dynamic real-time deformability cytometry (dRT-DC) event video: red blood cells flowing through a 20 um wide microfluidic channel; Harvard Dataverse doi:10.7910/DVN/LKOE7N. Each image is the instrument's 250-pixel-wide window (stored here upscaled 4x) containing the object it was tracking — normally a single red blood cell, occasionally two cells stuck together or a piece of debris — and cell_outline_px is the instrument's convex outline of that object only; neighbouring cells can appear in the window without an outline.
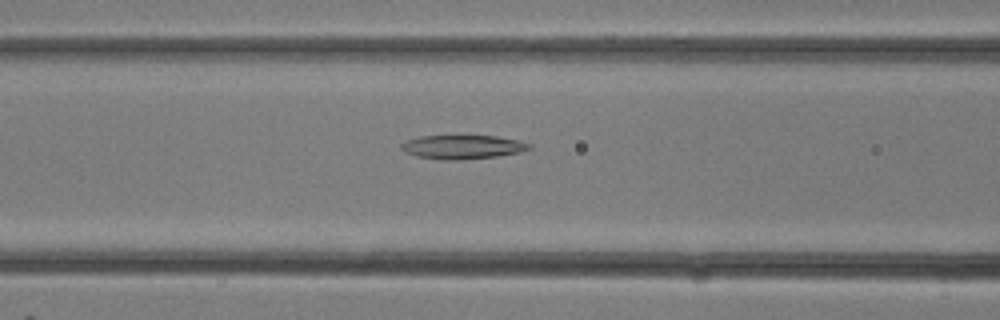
{"species": "common noctule bat (a hibernating species)", "species_latin": "Nyctalus noctula", "temperature_condition": "room temperature", "stored_images_in_passage": 28, "camera_frame_rate_fps": 3000, "um_per_image_px": 0.085, "animal": {"sex": "female"}, "frame": {"image": 1, "passage_image": 12, "time_ms": 3.667, "image_size_px": [1000, 320], "cell_outline_px": [[532, 148], [520, 152], [496, 156], [460, 160], [444, 160], [416, 156], [404, 152], [400, 148], [400, 144], [408, 140], [420, 136], [496, 136], [520, 140], [532, 144]], "centroid_in_image_um": [39.33, 12.49], "position_along_channel_um": 127.3, "area_um2": 17.86}}
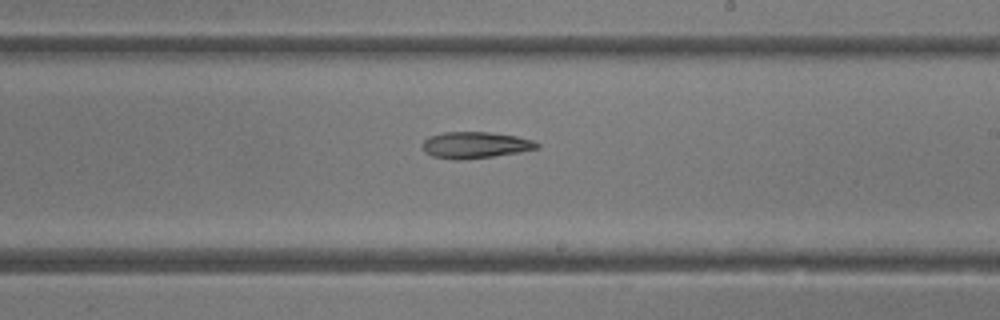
{"frame": {"image": 2, "passage_image": 17, "time_ms": 5.333, "image_size_px": [1000, 320], "cell_outline_px": [[540, 148], [520, 152], [492, 156], [460, 160], [452, 160], [432, 156], [424, 152], [420, 144], [428, 136], [444, 132], [488, 132], [516, 136], [532, 140], [540, 144]], "centroid_in_image_um": [40.35, 12.33], "position_along_channel_um": 248.7, "area_um2": 17.8}}
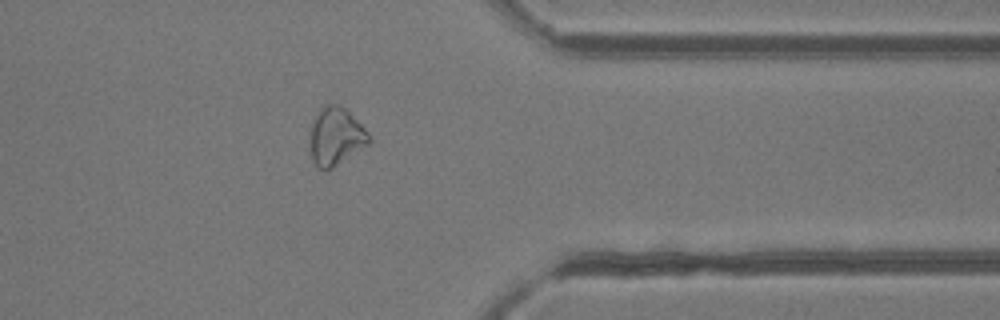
{"frame": {"image": 3, "passage_image": 23, "time_ms": 7.333, "image_size_px": [1000, 320], "cell_outline_px": [[372, 140], [368, 144], [332, 168], [320, 168], [312, 160], [312, 120], [320, 108], [324, 104], [336, 104], [344, 108], [368, 132]], "centroid_in_image_um": [28.56, 11.57], "position_along_channel_um": 382.8, "area_um2": 19.19}}